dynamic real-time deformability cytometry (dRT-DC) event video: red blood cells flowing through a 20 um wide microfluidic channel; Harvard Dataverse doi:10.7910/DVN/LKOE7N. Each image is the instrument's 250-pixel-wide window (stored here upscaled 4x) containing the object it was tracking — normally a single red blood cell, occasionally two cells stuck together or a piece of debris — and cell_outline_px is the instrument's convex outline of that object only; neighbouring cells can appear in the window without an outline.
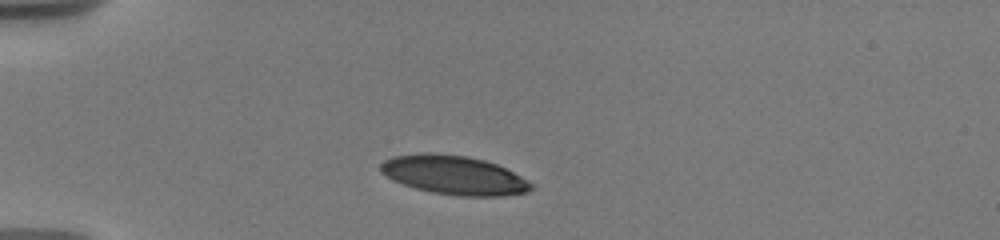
{"species": "human", "species_latin": "Homo sapiens", "temperature_condition": "warm", "stored_images_in_passage": 52, "camera_frame_rate_fps": 3000, "um_per_image_px": 0.085, "donor": {"sex": "male"}, "frame": {"image": 1, "passage_image": 1, "time_ms": 0.0, "image_size_px": [1000, 240], "cell_outline_px": [[536, 188], [528, 192], [500, 196], [460, 196], [432, 192], [416, 188], [392, 180], [380, 172], [380, 164], [384, 160], [392, 156], [468, 156], [484, 160], [496, 164], [536, 184]], "centroid_in_image_um": [38.67, 14.94], "position_along_channel_um": 46.3, "area_um2": 33.18}}
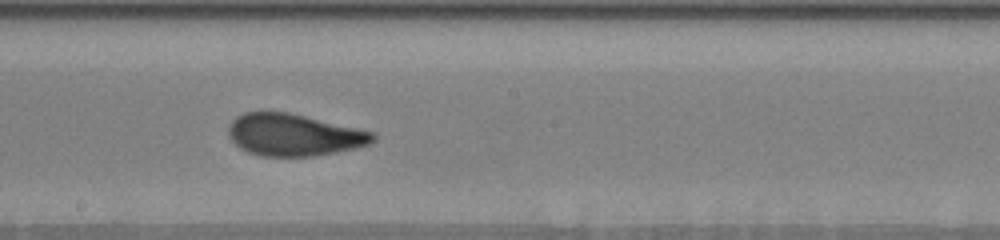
{"frame": {"image": 2, "passage_image": 24, "time_ms": 5.667, "image_size_px": [1000, 240], "cell_outline_px": [[376, 140], [368, 144], [356, 148], [336, 152], [312, 156], [260, 156], [248, 152], [240, 148], [228, 136], [228, 124], [236, 116], [244, 112], [288, 112], [360, 128], [372, 132], [376, 136]], "centroid_in_image_um": [24.97, 11.46], "position_along_channel_um": 223.2, "area_um2": 35.49}}
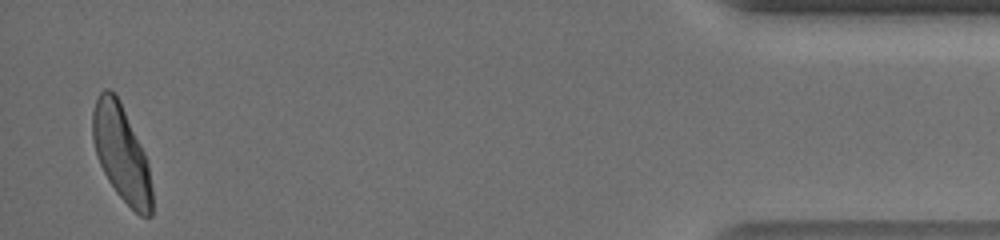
{"frame": {"image": 3, "passage_image": 52, "time_ms": 13.0, "image_size_px": [1000, 240], "cell_outline_px": [[152, 216], [140, 216], [116, 192], [108, 180], [100, 164], [96, 152], [92, 136], [92, 112], [96, 100], [100, 92], [104, 88], [108, 88], [120, 100], [144, 152], [148, 164], [152, 188]], "centroid_in_image_um": [10.32, 13.02], "position_along_channel_um": 424.9, "area_um2": 32.89}, "authors_computed_cell_mechanics": {"area_um2": 34.7089, "velocity_mm_per_s": 3.68, "shape_relaxation_time_tau1_ms": 5.1758, "shape_relaxation_time_tau2_ms": null, "deformation_change_tau1": 0.1875, "deformation_change_tau2": null}}